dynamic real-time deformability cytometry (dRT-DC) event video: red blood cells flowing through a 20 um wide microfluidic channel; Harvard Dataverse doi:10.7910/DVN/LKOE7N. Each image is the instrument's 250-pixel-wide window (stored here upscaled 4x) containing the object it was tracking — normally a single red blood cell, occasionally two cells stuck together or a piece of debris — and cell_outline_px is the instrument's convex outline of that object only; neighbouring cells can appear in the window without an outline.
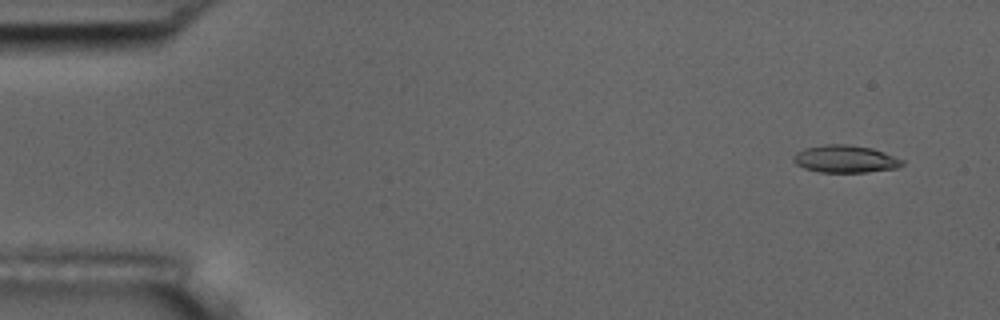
{"species": "common noctule bat (a hibernating species)", "species_latin": "Nyctalus noctula", "temperature_condition": "room temperature", "stored_images_in_passage": 5, "camera_frame_rate_fps": 3000, "um_per_image_px": 0.085, "animal": {"sex": "male", "body_mass_g": 17.5, "forearm_length_mm": 52.3}, "frame": {"image": 1, "passage_image": 1, "time_ms": 0.0, "image_size_px": [1000, 320], "cell_outline_px": [[904, 164], [900, 168], [868, 172], [820, 172], [804, 168], [796, 164], [792, 160], [792, 156], [796, 152], [804, 148], [824, 144], [848, 144], [872, 148], [884, 152], [904, 160]], "centroid_in_image_um": [71.85, 13.51], "position_along_channel_um": 13.1, "area_um2": 17.63}}
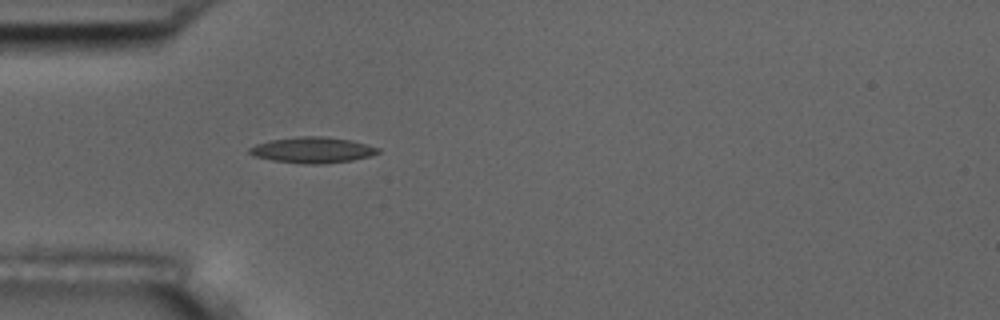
{"frame": {"image": 2, "passage_image": 5, "time_ms": 4.333, "image_size_px": [1000, 320], "cell_outline_px": [[380, 152], [368, 156], [352, 160], [320, 164], [304, 164], [272, 160], [256, 156], [248, 152], [248, 148], [256, 144], [272, 140], [296, 136], [320, 136], [352, 140], [368, 144], [380, 148]], "centroid_in_image_um": [26.57, 12.74], "position_along_channel_um": 58.4, "area_um2": 19.31}}